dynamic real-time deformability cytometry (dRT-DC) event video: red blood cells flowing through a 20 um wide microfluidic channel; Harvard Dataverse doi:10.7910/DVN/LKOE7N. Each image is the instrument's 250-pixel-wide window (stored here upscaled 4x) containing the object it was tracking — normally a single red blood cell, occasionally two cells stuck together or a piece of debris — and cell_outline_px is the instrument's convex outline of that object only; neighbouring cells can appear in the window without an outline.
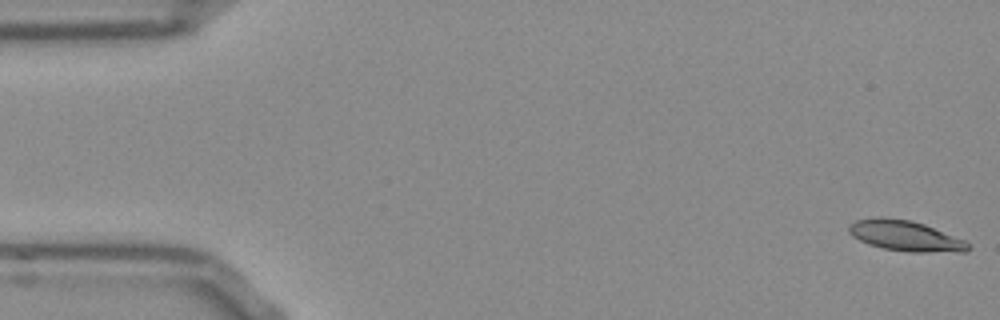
{"species": "Egyptian fruit bat (a non-hibernating species)", "species_latin": "Rousettus aegyptiacus", "temperature_condition": "room temperature", "stored_images_in_passage": 53, "camera_frame_rate_fps": 3000, "um_per_image_px": 0.085, "frame": {"image": 1, "passage_image": 1, "time_ms": 0.0, "image_size_px": [1000, 320], "cell_outline_px": [[972, 248], [964, 252], [908, 252], [884, 248], [868, 244], [852, 236], [848, 232], [848, 224], [856, 220], [908, 220], [924, 224], [964, 240]], "centroid_in_image_um": [77.0, 20.1], "position_along_channel_um": 8.0, "area_um2": 20.4}}
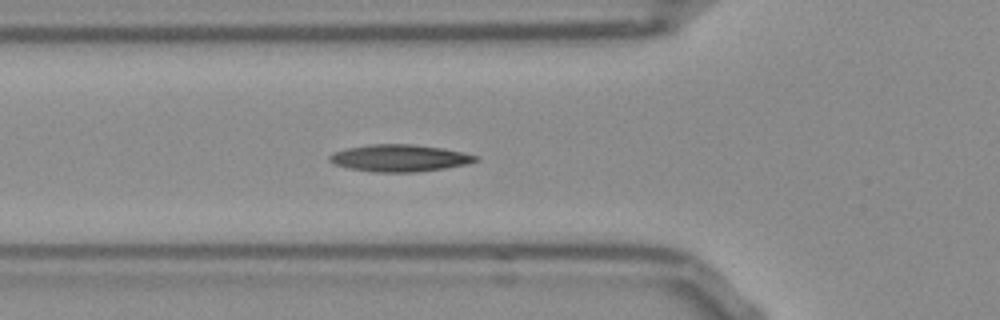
{"frame": {"image": 2, "passage_image": 18, "time_ms": 5.667, "image_size_px": [1000, 320], "cell_outline_px": [[480, 160], [464, 164], [444, 168], [416, 172], [372, 172], [348, 168], [332, 164], [328, 160], [328, 156], [332, 152], [348, 148], [372, 144], [412, 144], [444, 148], [480, 156]], "centroid_in_image_um": [33.93, 13.43], "position_along_channel_um": 91.9, "area_um2": 23.12}}
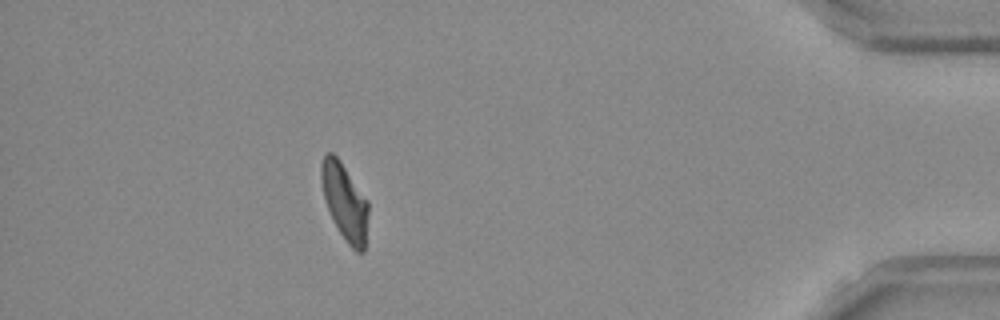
{"frame": {"image": 3, "passage_image": 47, "time_ms": 15.333, "image_size_px": [1000, 320], "cell_outline_px": [[368, 212], [364, 252], [356, 252], [348, 244], [340, 232], [328, 208], [324, 196], [320, 176], [320, 168], [324, 156], [328, 152], [332, 152], [340, 160], [368, 200]], "centroid_in_image_um": [29.31, 17.13], "position_along_channel_um": 405.9, "area_um2": 20.69}, "authors_computed_cell_mechanics": {"area_um2": 21.2704, "velocity_mm_per_s": 3.8061, "shape_relaxation_time_tau1_ms": 8.2012, "shape_relaxation_time_tau2_ms": 4.9549, "deformation_change_tau1": 0.1957, "deformation_change_tau2": 0.1256}}